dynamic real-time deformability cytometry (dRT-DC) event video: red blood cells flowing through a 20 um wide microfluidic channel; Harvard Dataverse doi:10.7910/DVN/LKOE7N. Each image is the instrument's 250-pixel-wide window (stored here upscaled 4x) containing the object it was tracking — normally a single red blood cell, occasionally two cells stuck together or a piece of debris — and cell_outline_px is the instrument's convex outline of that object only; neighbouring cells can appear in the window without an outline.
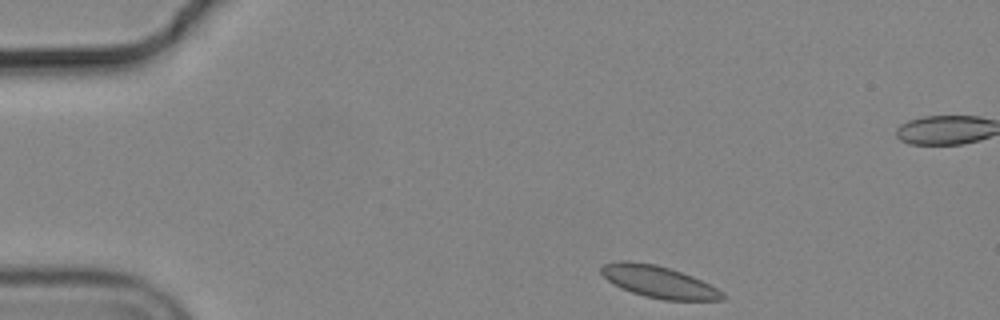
{"species": "common noctule bat (a hibernating species)", "species_latin": "Nyctalus noctula", "temperature_condition": "cold", "stored_images_in_passage": 40, "camera_frame_rate_fps": 3000, "um_per_image_px": 0.085, "animal": {"sex": "male", "body_mass_g": 19.2, "forearm_length_mm": 51.8}, "frame": {"image": 1, "passage_image": 1, "time_ms": 0.0, "image_size_px": [1000, 320], "cell_outline_px": [[724, 300], [664, 300], [644, 296], [632, 292], [608, 280], [600, 272], [600, 268], [604, 264], [620, 260], [628, 260], [656, 264], [692, 276], [716, 288], [724, 296]], "centroid_in_image_um": [55.96, 23.94], "position_along_channel_um": 29.0, "area_um2": 22.14}}
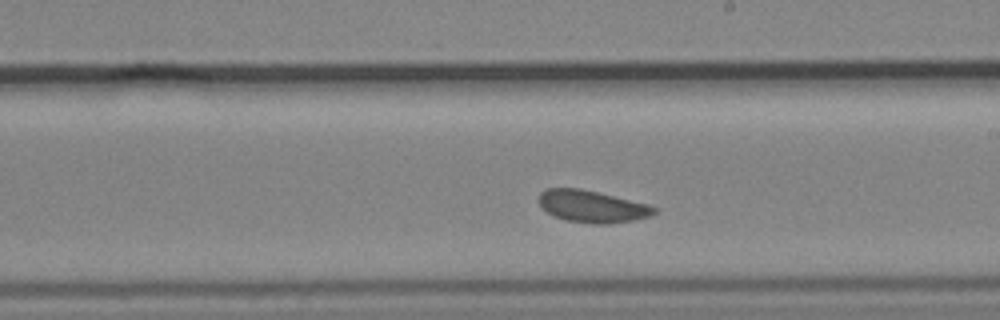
{"frame": {"image": 2, "passage_image": 24, "time_ms": 7.667, "image_size_px": [1000, 320], "cell_outline_px": [[656, 212], [648, 216], [632, 220], [608, 224], [592, 224], [564, 220], [552, 216], [536, 200], [540, 192], [544, 188], [580, 188], [648, 204], [656, 208]], "centroid_in_image_um": [50.26, 17.54], "position_along_channel_um": 238.7, "area_um2": 21.56}}
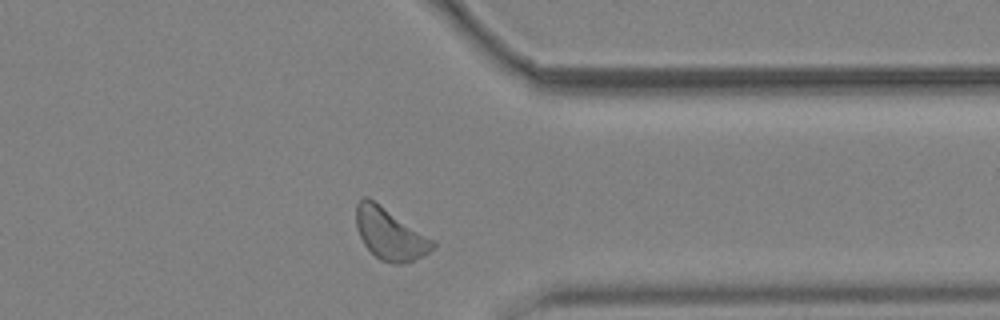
{"frame": {"image": 3, "passage_image": 36, "time_ms": 11.667, "image_size_px": [1000, 320], "cell_outline_px": [[436, 244], [424, 256], [408, 264], [392, 264], [380, 260], [364, 244], [356, 228], [356, 204], [364, 196], [368, 196], [436, 240]], "centroid_in_image_um": [33.17, 19.89], "position_along_channel_um": 378.2, "area_um2": 23.41}, "authors_computed_cell_mechanics": {"area_um2": 21.9062, "velocity_mm_per_s": 3.615, "shape_relaxation_time_tau1_ms": 1.5513, "shape_relaxation_time_tau2_ms": null, "deformation_change_tau1": 0.0458, "deformation_change_tau2": null}}